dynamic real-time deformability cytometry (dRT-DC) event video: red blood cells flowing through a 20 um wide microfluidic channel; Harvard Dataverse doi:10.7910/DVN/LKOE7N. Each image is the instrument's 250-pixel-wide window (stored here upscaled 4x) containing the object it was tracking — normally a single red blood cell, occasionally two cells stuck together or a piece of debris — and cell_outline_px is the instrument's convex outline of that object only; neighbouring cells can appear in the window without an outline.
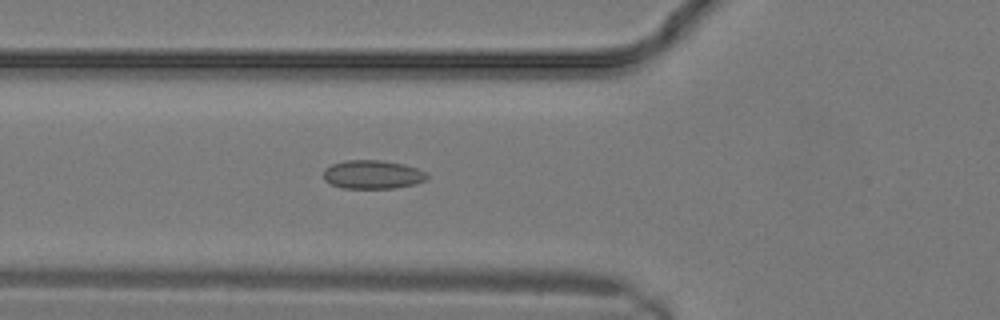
{"species": "common noctule bat (a hibernating species)", "species_latin": "Nyctalus noctula", "temperature_condition": "warm", "stored_images_in_passage": 9, "camera_frame_rate_fps": 3000, "um_per_image_px": 0.085, "animal": {"sex": "male", "body_mass_g": 19.2, "forearm_length_mm": 51.8}, "frame": {"image": 1, "passage_image": 9, "time_ms": 2.667, "image_size_px": [1000, 320], "cell_outline_px": [[428, 176], [424, 180], [416, 184], [392, 188], [344, 188], [332, 184], [324, 180], [324, 168], [332, 164], [344, 160], [380, 160], [404, 164], [416, 168], [424, 172]], "centroid_in_image_um": [31.64, 14.83], "position_along_channel_um": 94.2, "area_um2": 17.17}}